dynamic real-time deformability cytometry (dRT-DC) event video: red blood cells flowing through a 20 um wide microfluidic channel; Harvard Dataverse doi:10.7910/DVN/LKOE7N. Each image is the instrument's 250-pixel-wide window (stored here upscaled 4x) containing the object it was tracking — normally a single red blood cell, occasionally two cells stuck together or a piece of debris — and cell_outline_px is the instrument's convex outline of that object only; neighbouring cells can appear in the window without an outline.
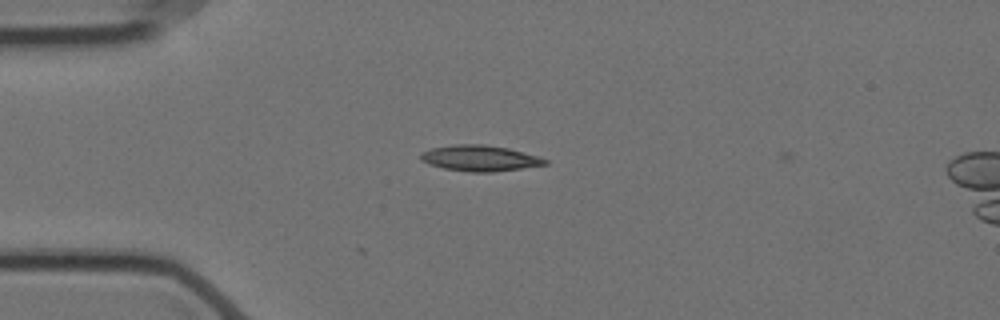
{"species": "Egyptian fruit bat (a non-hibernating species)", "species_latin": "Rousettus aegyptiacus", "temperature_condition": "cold", "stored_images_in_passage": 34, "camera_frame_rate_fps": 3000, "um_per_image_px": 0.085, "animal": {"sex": "female"}, "frame": {"image": 1, "passage_image": 1, "time_ms": 0.0, "image_size_px": [1000, 320], "cell_outline_px": [[548, 164], [492, 172], [472, 172], [444, 168], [428, 164], [420, 160], [420, 152], [432, 148], [452, 144], [484, 144], [508, 148], [536, 156], [548, 160]], "centroid_in_image_um": [40.73, 13.44], "position_along_channel_um": 44.3, "area_um2": 18.61}}
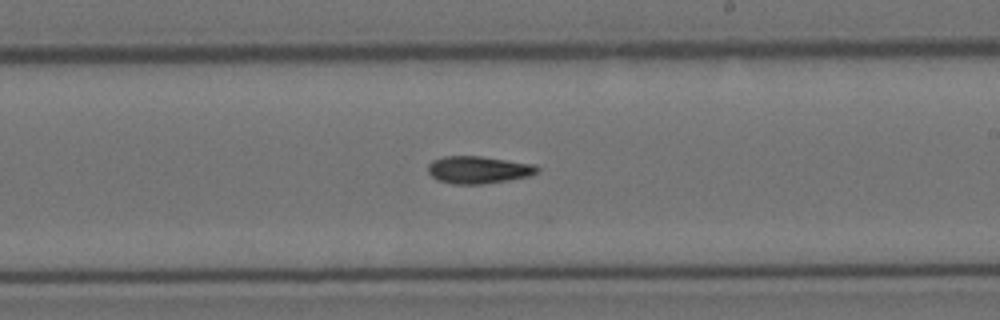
{"frame": {"image": 2, "passage_image": 20, "time_ms": 6.333, "image_size_px": [1000, 320], "cell_outline_px": [[540, 172], [528, 176], [508, 180], [480, 184], [452, 184], [436, 180], [428, 172], [428, 164], [432, 160], [444, 156], [480, 156], [536, 164], [540, 168]], "centroid_in_image_um": [40.67, 14.43], "position_along_channel_um": 248.3, "area_um2": 17.57}}
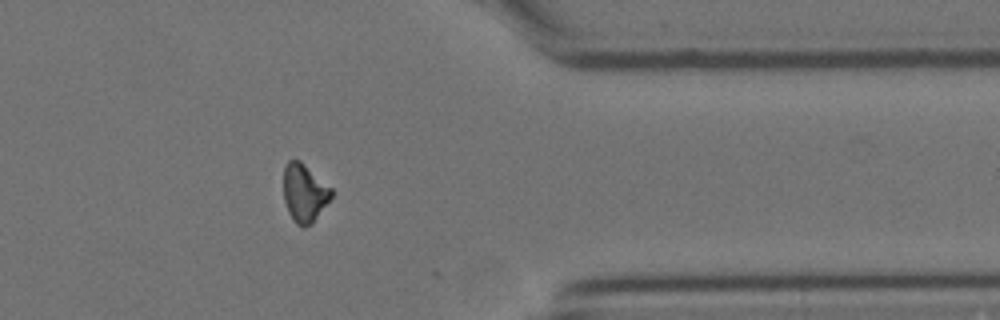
{"frame": {"image": 3, "passage_image": 33, "time_ms": 10.667, "image_size_px": [1000, 320], "cell_outline_px": [[332, 196], [312, 224], [304, 228], [296, 224], [292, 220], [288, 212], [284, 200], [284, 168], [288, 160], [300, 160], [332, 188]], "centroid_in_image_um": [25.87, 16.42], "position_along_channel_um": 385.5, "area_um2": 16.24}}